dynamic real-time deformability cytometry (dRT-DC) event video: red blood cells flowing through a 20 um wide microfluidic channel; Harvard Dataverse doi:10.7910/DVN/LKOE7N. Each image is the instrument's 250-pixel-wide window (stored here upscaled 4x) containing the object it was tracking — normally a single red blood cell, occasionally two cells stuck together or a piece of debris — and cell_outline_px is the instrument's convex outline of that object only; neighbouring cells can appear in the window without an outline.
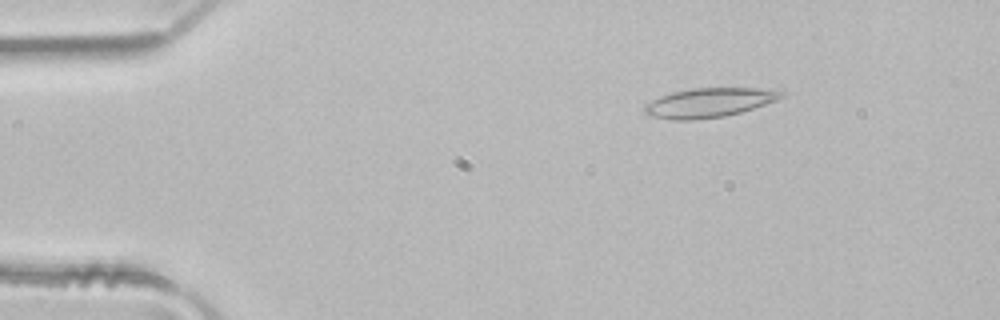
{"species": "common noctule bat (a hibernating species)", "species_latin": "Nyctalus noctula", "temperature_condition": "room temperature", "stored_images_in_passage": 4, "camera_frame_rate_fps": 3000, "um_per_image_px": 0.085, "animal": {"sex": "male", "body_mass_g": 21.5, "forearm_length_mm": 52.0}, "frame": {"image": 1, "passage_image": 1, "time_ms": 0.0, "image_size_px": [1000, 320], "cell_outline_px": [[784, 96], [780, 100], [740, 112], [724, 116], [692, 120], [672, 120], [648, 116], [644, 112], [644, 104], [660, 96], [672, 92], [692, 88], [756, 88], [784, 92]], "centroid_in_image_um": [60.24, 8.73], "position_along_channel_um": 24.8, "area_um2": 23.41}}
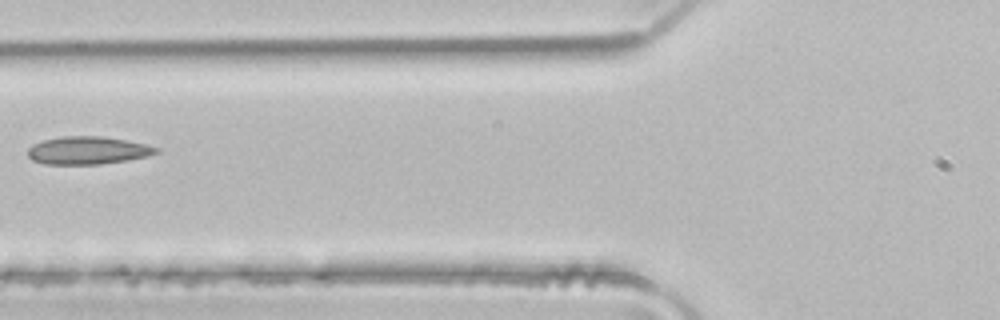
{"frame": {"image": 2, "passage_image": 4, "time_ms": 1.0, "image_size_px": [1000, 320], "cell_outline_px": [[160, 152], [148, 156], [100, 164], [44, 164], [32, 160], [28, 156], [28, 148], [32, 144], [44, 140], [60, 136], [104, 136], [128, 140], [160, 148]], "centroid_in_image_um": [7.45, 12.77], "position_along_channel_um": 118.3, "area_um2": 20.87}}